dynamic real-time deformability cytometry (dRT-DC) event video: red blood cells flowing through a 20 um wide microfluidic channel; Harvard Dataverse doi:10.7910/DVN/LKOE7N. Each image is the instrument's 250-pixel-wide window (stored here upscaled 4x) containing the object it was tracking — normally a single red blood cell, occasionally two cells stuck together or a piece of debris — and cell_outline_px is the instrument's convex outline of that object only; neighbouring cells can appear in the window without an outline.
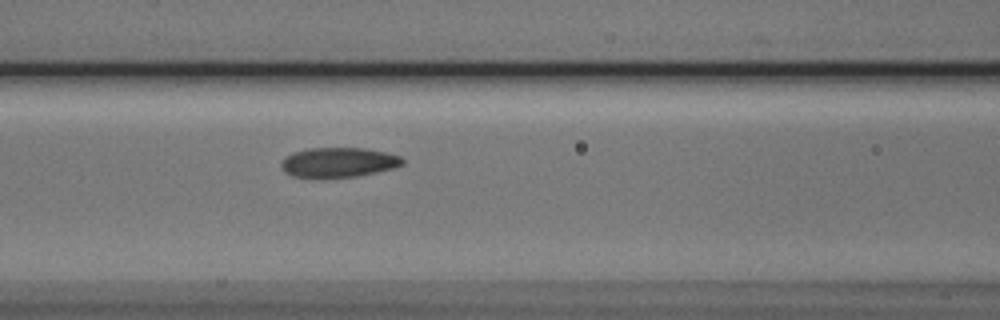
{"species": "Egyptian fruit bat (a non-hibernating species)", "species_latin": "Rousettus aegyptiacus", "temperature_condition": "cold", "stored_images_in_passage": 7, "camera_frame_rate_fps": 3000, "um_per_image_px": 0.085, "animal": {"sex": "male"}, "frame": {"image": 1, "passage_image": 7, "time_ms": 8.0, "image_size_px": [1000, 320], "cell_outline_px": [[404, 164], [396, 168], [356, 176], [292, 176], [284, 172], [280, 164], [284, 156], [292, 152], [308, 148], [364, 148], [384, 152], [400, 156], [404, 160]], "centroid_in_image_um": [28.77, 13.78], "position_along_channel_um": 137.8, "area_um2": 20.81}}